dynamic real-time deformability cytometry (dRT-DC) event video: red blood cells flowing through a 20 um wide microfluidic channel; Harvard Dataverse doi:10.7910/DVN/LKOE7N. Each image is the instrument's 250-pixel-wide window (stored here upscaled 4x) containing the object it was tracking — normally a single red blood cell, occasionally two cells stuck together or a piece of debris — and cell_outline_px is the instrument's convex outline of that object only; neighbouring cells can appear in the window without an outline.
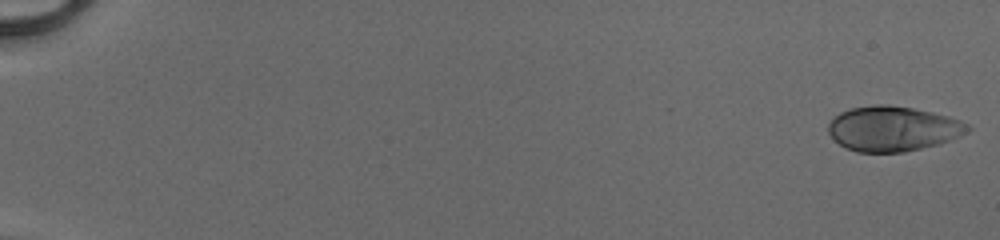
{"species": "human", "species_latin": "Homo sapiens", "temperature_condition": "cold", "stored_images_in_passage": 52, "camera_frame_rate_fps": 3000, "um_per_image_px": 0.085, "donor": {"sex": "male"}, "frame": {"image": 1, "passage_image": 1, "time_ms": 0.0, "image_size_px": [1000, 240], "cell_outline_px": [[972, 128], [968, 132], [960, 136], [940, 144], [904, 152], [856, 152], [844, 148], [828, 132], [828, 124], [840, 112], [852, 108], [876, 104], [888, 104], [912, 108], [932, 112], [948, 116], [960, 120], [968, 124]], "centroid_in_image_um": [75.92, 10.94], "position_along_channel_um": 9.1, "area_um2": 36.59}}
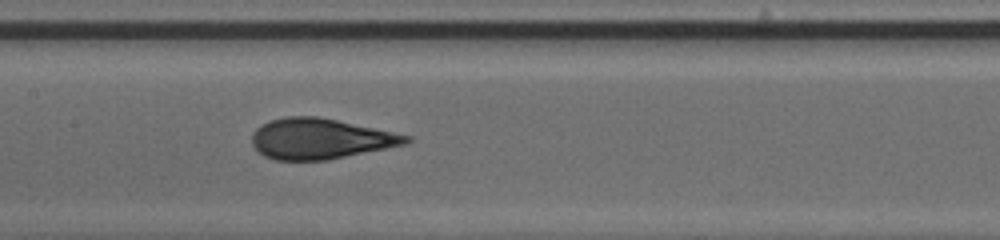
{"frame": {"image": 2, "passage_image": 28, "time_ms": 9.0, "image_size_px": [1000, 240], "cell_outline_px": [[412, 140], [408, 144], [328, 160], [276, 160], [264, 156], [252, 144], [252, 132], [256, 128], [272, 120], [288, 116], [316, 116], [336, 120], [412, 136]], "centroid_in_image_um": [27.25, 11.8], "position_along_channel_um": 180.2, "area_um2": 36.24}}
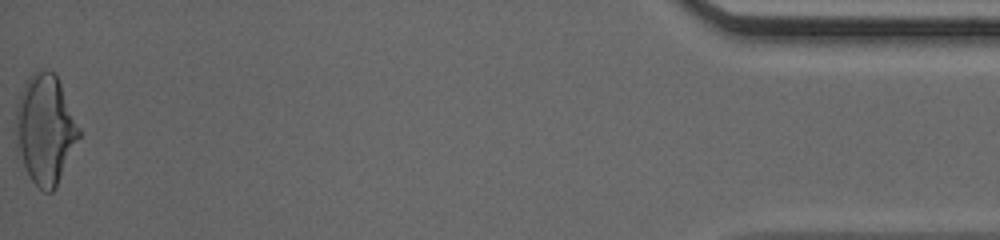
{"frame": {"image": 3, "passage_image": 52, "time_ms": 17.0, "image_size_px": [1000, 240], "cell_outline_px": [[80, 136], [56, 188], [52, 192], [44, 192], [32, 180], [24, 164], [16, 144], [16, 104], [20, 92], [24, 84], [32, 72], [44, 68], [52, 72], [56, 76], [60, 84], [80, 128]], "centroid_in_image_um": [3.84, 10.97], "position_along_channel_um": 431.4, "area_um2": 39.88}, "authors_computed_cell_mechanics": {"area_um2": 36.2117, "velocity_mm_per_s": 4.146, "shape_relaxation_time_tau1_ms": 4.2608, "shape_relaxation_time_tau2_ms": null, "deformation_change_tau1": 0.1909, "deformation_change_tau2": null}}